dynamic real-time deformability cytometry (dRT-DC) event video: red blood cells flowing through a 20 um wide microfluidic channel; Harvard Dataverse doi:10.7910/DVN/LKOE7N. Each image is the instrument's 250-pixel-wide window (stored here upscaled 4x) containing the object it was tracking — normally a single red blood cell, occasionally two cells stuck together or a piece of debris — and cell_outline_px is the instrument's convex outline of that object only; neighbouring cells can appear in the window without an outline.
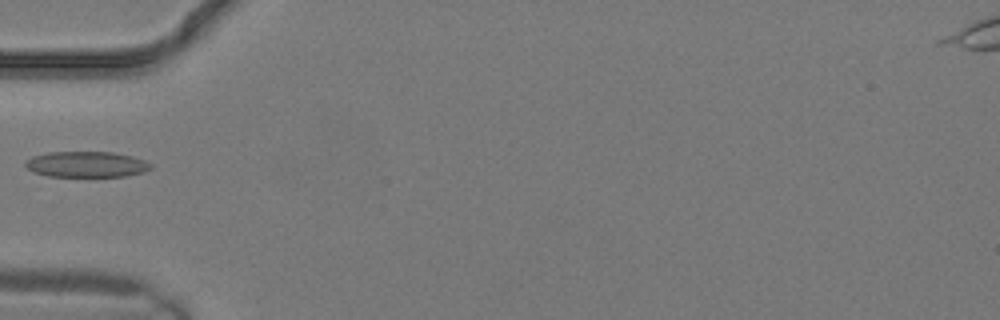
{"species": "common noctule bat (a hibernating species)", "species_latin": "Nyctalus noctula", "temperature_condition": "warm", "stored_images_in_passage": 6, "camera_frame_rate_fps": 3000, "um_per_image_px": 0.085, "animal": {"sex": "male", "body_mass_g": 19.2, "forearm_length_mm": 51.8}, "frame": {"image": 1, "passage_image": 2, "time_ms": 0.333, "image_size_px": [1000, 320], "cell_outline_px": [[152, 168], [144, 172], [124, 176], [48, 176], [32, 172], [24, 164], [24, 160], [32, 156], [48, 152], [112, 152], [132, 156], [144, 160], [152, 164]], "centroid_in_image_um": [7.32, 13.96], "position_along_channel_um": 77.7, "area_um2": 18.9}}
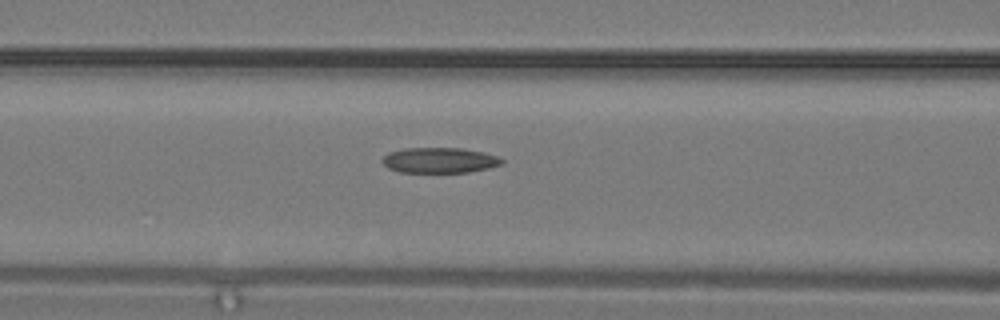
{"frame": {"image": 2, "passage_image": 4, "time_ms": 1.0, "image_size_px": [1000, 320], "cell_outline_px": [[504, 160], [500, 164], [488, 168], [468, 172], [400, 172], [388, 168], [380, 160], [388, 152], [404, 148], [460, 148], [484, 152], [496, 156]], "centroid_in_image_um": [37.32, 13.62], "position_along_channel_um": 129.3, "area_um2": 17.63}}
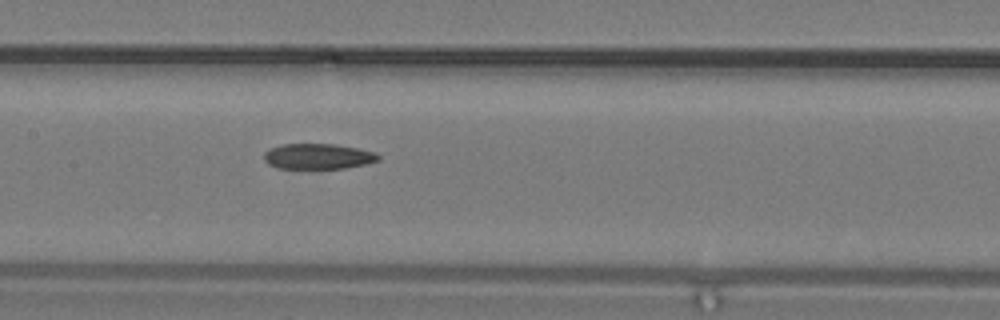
{"frame": {"image": 3, "passage_image": 6, "time_ms": 1.667, "image_size_px": [1000, 320], "cell_outline_px": [[380, 160], [364, 164], [344, 168], [276, 168], [268, 164], [264, 160], [264, 152], [268, 148], [280, 144], [336, 144], [376, 152], [380, 156]], "centroid_in_image_um": [27.0, 13.28], "position_along_channel_um": 180.4, "area_um2": 17.05}}